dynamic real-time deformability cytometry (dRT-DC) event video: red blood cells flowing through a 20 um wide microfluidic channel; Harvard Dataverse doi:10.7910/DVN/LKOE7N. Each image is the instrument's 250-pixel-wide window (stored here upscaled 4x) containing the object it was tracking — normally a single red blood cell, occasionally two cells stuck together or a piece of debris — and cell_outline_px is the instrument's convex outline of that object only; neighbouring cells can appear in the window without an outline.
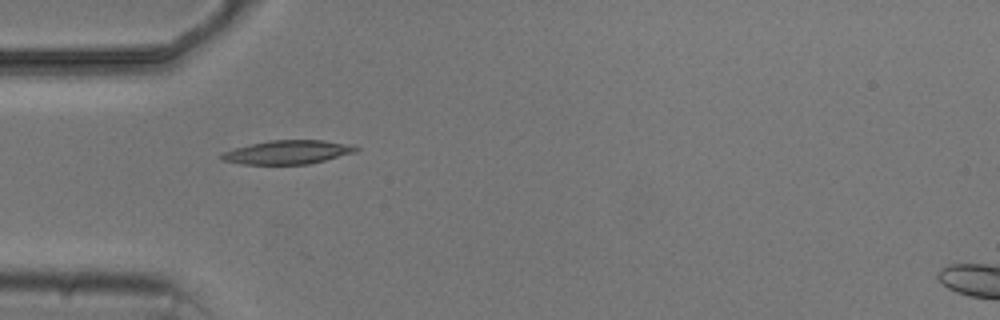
{"species": "common noctule bat (a hibernating species)", "species_latin": "Nyctalus noctula", "temperature_condition": "cold", "stored_images_in_passage": 10, "camera_frame_rate_fps": 3000, "um_per_image_px": 0.085, "animal": {"sex": "male", "body_mass_g": 20.5, "forearm_length_mm": 52.5}, "frame": {"image": 1, "passage_image": 4, "time_ms": 4.333, "image_size_px": [1000, 320], "cell_outline_px": [[360, 148], [356, 152], [308, 164], [244, 164], [224, 160], [220, 156], [224, 152], [236, 148], [268, 140], [324, 140], [352, 144]], "centroid_in_image_um": [24.53, 12.92], "position_along_channel_um": 60.5, "area_um2": 18.38}}
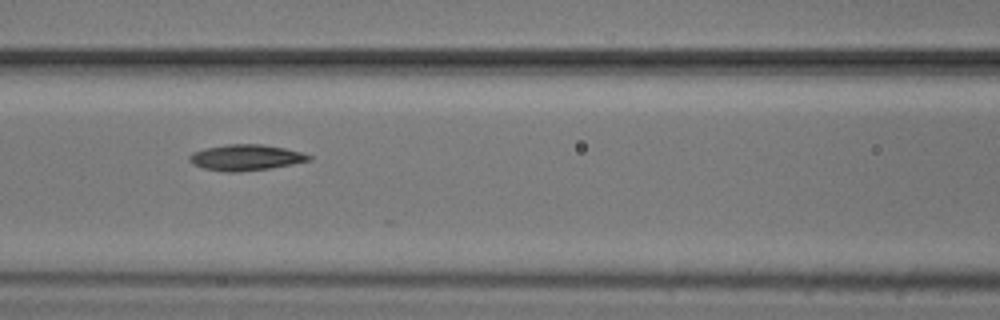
{"frame": {"image": 2, "passage_image": 6, "time_ms": 6.667, "image_size_px": [1000, 320], "cell_outline_px": [[312, 160], [272, 168], [240, 172], [224, 172], [204, 168], [192, 164], [188, 160], [188, 156], [192, 152], [204, 148], [228, 144], [264, 144], [284, 148], [300, 152], [312, 156]], "centroid_in_image_um": [20.86, 13.39], "position_along_channel_um": 145.7, "area_um2": 18.21}}
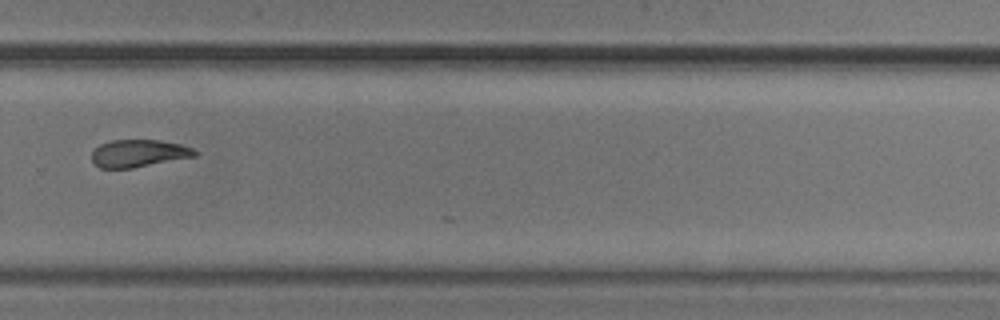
{"frame": {"image": 3, "passage_image": 10, "time_ms": 11.333, "image_size_px": [1000, 320], "cell_outline_px": [[200, 152], [196, 156], [132, 168], [100, 168], [92, 160], [92, 152], [100, 144], [112, 140], [160, 140], [180, 144], [192, 148]], "centroid_in_image_um": [11.81, 13.03], "position_along_channel_um": 318.0, "area_um2": 16.42}}